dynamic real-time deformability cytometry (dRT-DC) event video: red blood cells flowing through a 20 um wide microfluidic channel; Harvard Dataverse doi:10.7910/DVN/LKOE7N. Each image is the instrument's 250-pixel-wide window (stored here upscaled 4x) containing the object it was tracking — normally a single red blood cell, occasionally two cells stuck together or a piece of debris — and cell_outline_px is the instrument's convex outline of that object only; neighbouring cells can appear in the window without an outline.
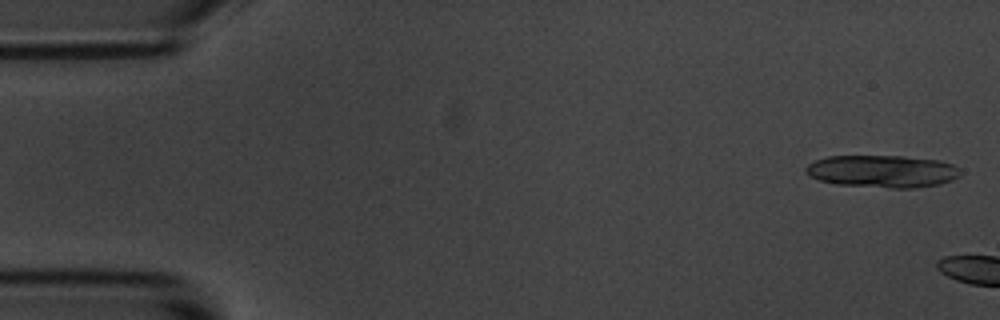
{"species": "common noctule bat (a hibernating species)", "species_latin": "Nyctalus noctula", "temperature_condition": "room temperature", "stored_images_in_passage": 4, "camera_frame_rate_fps": 3000, "um_per_image_px": 0.085, "animal": {"sex": "male", "body_mass_g": 20.1, "forearm_length_mm": 53.5}, "frame": {"image": 1, "passage_image": 1, "time_ms": 0.0, "image_size_px": [1000, 320], "cell_outline_px": [[964, 172], [960, 176], [952, 180], [940, 184], [916, 188], [892, 188], [836, 184], [820, 180], [808, 176], [804, 172], [804, 168], [808, 164], [816, 160], [828, 156], [900, 156], [940, 160], [952, 164], [960, 168]], "centroid_in_image_um": [75.03, 14.56], "position_along_channel_um": 10.0, "area_um2": 29.48}}